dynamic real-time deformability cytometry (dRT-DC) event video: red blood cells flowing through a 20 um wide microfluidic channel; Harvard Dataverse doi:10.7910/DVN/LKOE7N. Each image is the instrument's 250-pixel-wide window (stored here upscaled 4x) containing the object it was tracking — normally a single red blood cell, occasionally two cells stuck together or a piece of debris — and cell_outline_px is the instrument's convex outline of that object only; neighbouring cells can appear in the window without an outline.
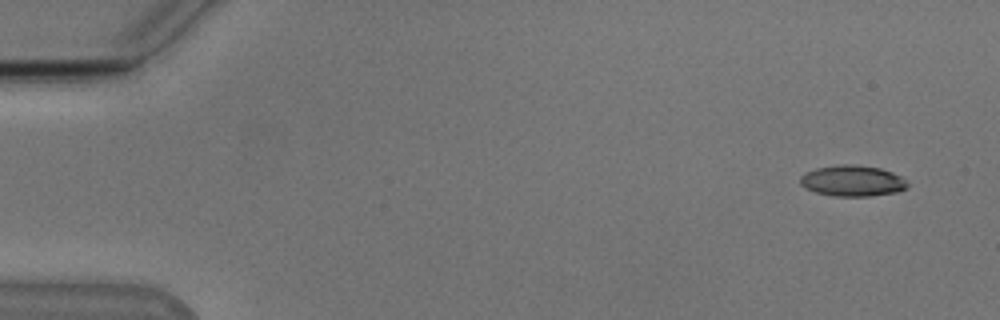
{"species": "Egyptian fruit bat (a non-hibernating species)", "species_latin": "Rousettus aegyptiacus", "temperature_condition": "cold", "stored_images_in_passage": 52, "camera_frame_rate_fps": 3000, "um_per_image_px": 0.085, "animal": {"sex": "male"}, "frame": {"image": 1, "passage_image": 1, "time_ms": 0.0, "image_size_px": [1000, 320], "cell_outline_px": [[908, 184], [904, 188], [896, 192], [868, 196], [832, 196], [816, 192], [800, 184], [800, 176], [816, 168], [840, 164], [852, 164], [880, 168], [892, 172], [900, 176]], "centroid_in_image_um": [72.44, 15.36], "position_along_channel_um": 12.6, "area_um2": 19.07}}
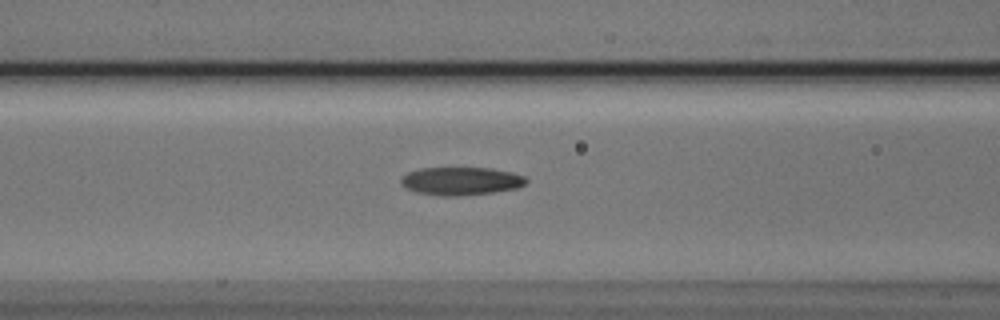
{"frame": {"image": 2, "passage_image": 20, "time_ms": 6.333, "image_size_px": [1000, 320], "cell_outline_px": [[528, 180], [524, 184], [516, 188], [492, 192], [460, 196], [440, 196], [416, 192], [400, 184], [400, 180], [408, 172], [420, 168], [488, 168], [512, 172], [524, 176]], "centroid_in_image_um": [39.17, 15.39], "position_along_channel_um": 127.4, "area_um2": 20.35}}
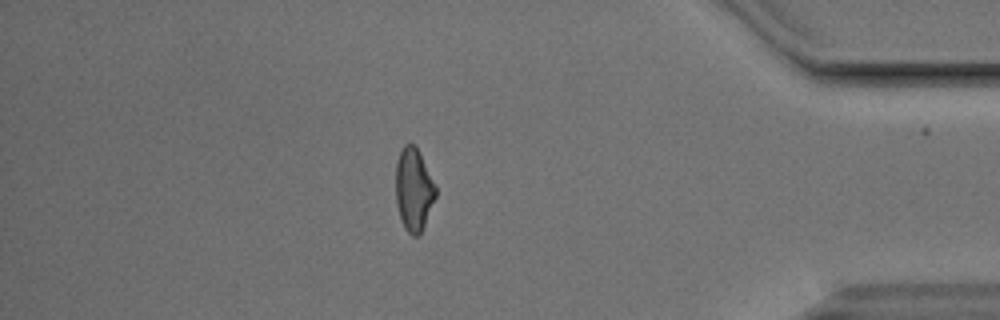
{"frame": {"image": 3, "passage_image": 44, "time_ms": 14.333, "image_size_px": [1000, 320], "cell_outline_px": [[436, 196], [420, 236], [412, 236], [404, 228], [400, 216], [396, 200], [396, 160], [400, 148], [404, 144], [416, 144], [436, 188]], "centroid_in_image_um": [35.15, 16.09], "position_along_channel_um": 400.0, "area_um2": 19.31}, "authors_computed_cell_mechanics": {"area_um2": 19.8254, "velocity_mm_per_s": 3.8592, "shape_relaxation_time_tau1_ms": 4.3086, "shape_relaxation_time_tau2_ms": 3.2444, "deformation_change_tau1": 0.1728, "deformation_change_tau2": 0.1164}}